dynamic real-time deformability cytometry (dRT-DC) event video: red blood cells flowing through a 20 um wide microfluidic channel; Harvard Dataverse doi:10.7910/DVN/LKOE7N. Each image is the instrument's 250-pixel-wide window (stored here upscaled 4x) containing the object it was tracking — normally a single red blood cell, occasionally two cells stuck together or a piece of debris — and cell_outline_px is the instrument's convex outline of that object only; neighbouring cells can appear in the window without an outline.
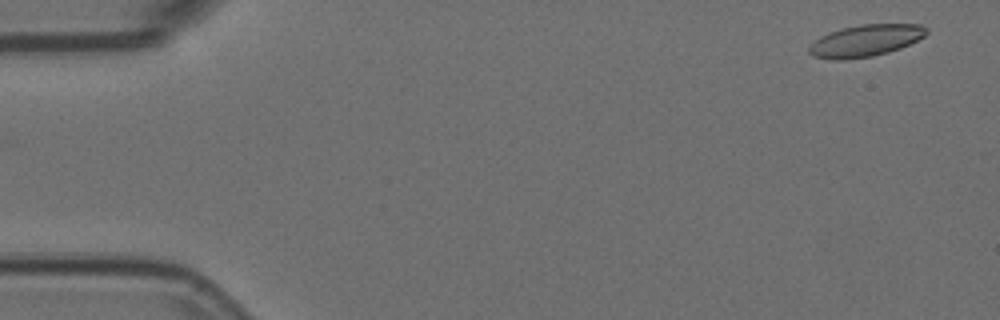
{"species": "Egyptian fruit bat (a non-hibernating species)", "species_latin": "Rousettus aegyptiacus", "temperature_condition": "room temperature", "stored_images_in_passage": 5, "segment_of_instrument_passage": [1, 2], "camera_frame_rate_fps": 3000, "um_per_image_px": 0.085, "animal": {"sex": "female"}, "frame": {"image": 1, "passage_image": 1, "time_ms": 0.0, "image_size_px": [1000, 320], "cell_outline_px": [[928, 32], [924, 36], [900, 48], [888, 52], [872, 56], [844, 60], [832, 60], [812, 56], [808, 52], [808, 48], [820, 36], [828, 32], [860, 24], [920, 24], [928, 28]], "centroid_in_image_um": [73.55, 3.46], "position_along_channel_um": 11.5, "area_um2": 21.73}}
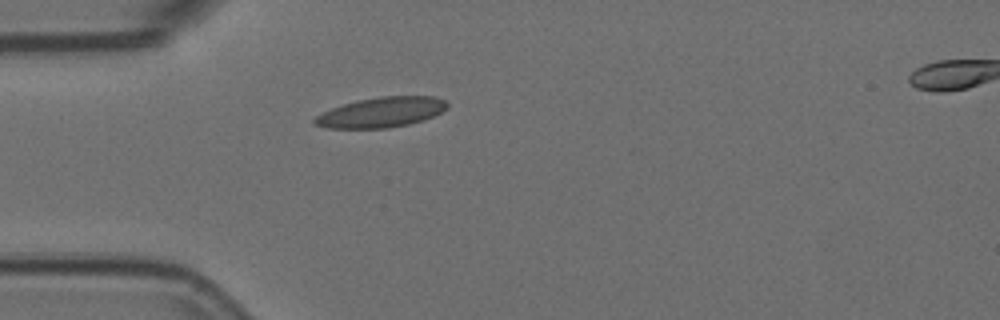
{"frame": {"image": 2, "passage_image": 4, "time_ms": 1.0, "image_size_px": [1000, 320], "cell_outline_px": [[448, 108], [424, 120], [408, 124], [388, 128], [328, 128], [312, 124], [312, 120], [316, 116], [332, 108], [356, 100], [380, 96], [436, 96], [444, 100], [448, 104]], "centroid_in_image_um": [32.41, 9.54], "position_along_channel_um": 52.6, "area_um2": 23.29}}